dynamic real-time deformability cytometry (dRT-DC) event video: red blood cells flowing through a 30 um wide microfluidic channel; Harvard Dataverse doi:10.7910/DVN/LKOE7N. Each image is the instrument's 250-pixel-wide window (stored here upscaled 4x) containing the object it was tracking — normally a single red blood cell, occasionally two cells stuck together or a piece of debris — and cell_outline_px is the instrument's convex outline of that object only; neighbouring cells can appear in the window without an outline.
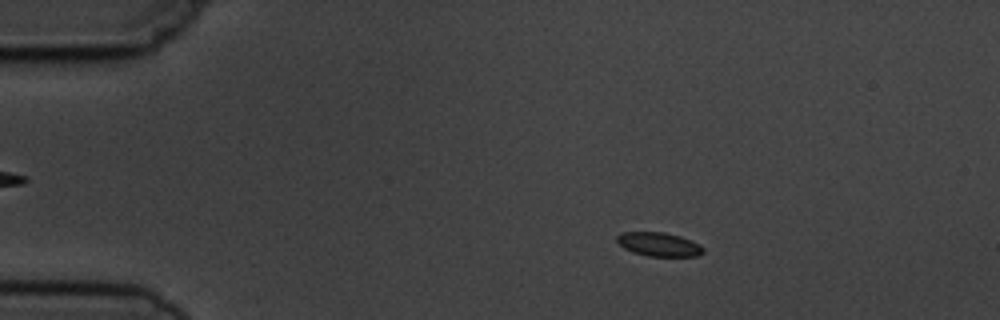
{"species": "common noctule bat (a hibernating species)", "species_latin": "Nyctalus noctula", "temperature_condition": "cold", "stored_images_in_passage": 4, "camera_frame_rate_fps": 3000, "um_per_image_px": 0.085, "animal": {"sex": "male", "body_mass_g": 19.5, "forearm_length_mm": 54.6}, "frame": {"image": 1, "passage_image": 2, "time_ms": 1.333, "image_size_px": [1000, 320], "cell_outline_px": [[704, 252], [700, 256], [648, 256], [632, 252], [624, 248], [616, 240], [616, 236], [624, 232], [664, 232], [680, 236], [700, 244], [704, 248]], "centroid_in_image_um": [56.03, 20.77], "position_along_channel_um": 29.0, "area_um2": 12.02}}